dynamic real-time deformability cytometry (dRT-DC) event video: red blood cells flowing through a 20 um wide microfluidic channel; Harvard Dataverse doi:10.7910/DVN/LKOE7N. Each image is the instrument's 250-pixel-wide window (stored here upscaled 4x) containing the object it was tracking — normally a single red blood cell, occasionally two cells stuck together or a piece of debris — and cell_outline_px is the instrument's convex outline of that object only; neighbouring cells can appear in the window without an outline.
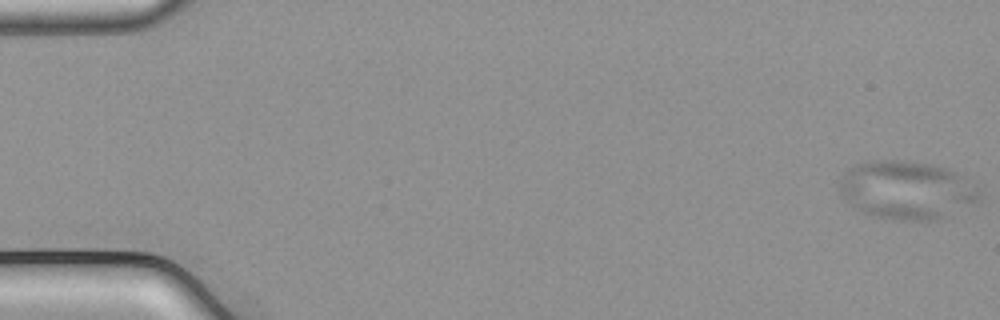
{"species": "common noctule bat (a hibernating species)", "species_latin": "Nyctalus noctula", "temperature_condition": "cold", "stored_images_in_passage": 55, "camera_frame_rate_fps": 3000, "um_per_image_px": 0.085, "animal": {"sex": "male", "body_mass_g": 21.5, "forearm_length_mm": 52.0}, "frame": {"image": 1, "passage_image": 1, "time_ms": 0.0, "image_size_px": [1000, 320], "cell_outline_px": [[980, 196], [976, 200], [936, 220], [892, 220], [872, 216], [860, 212], [840, 192], [840, 180], [844, 172], [848, 168], [856, 164], [868, 160], [904, 160], [932, 164], [948, 168], [956, 172], [976, 188]], "centroid_in_image_um": [76.98, 16.13], "position_along_channel_um": 8.0, "area_um2": 46.99}}
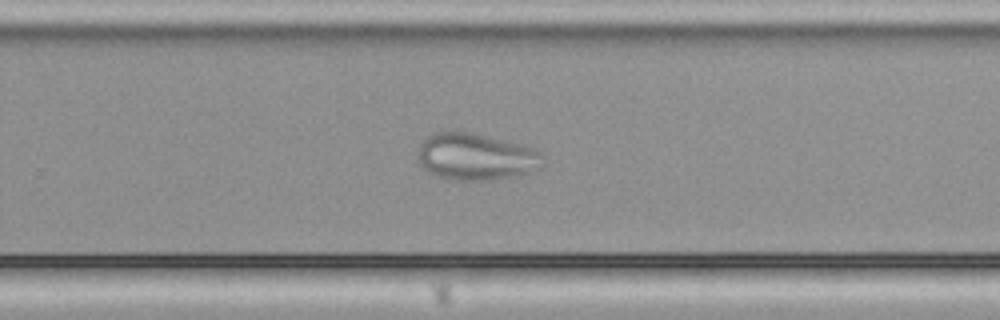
{"frame": {"image": 2, "passage_image": 36, "time_ms": 11.667, "image_size_px": [1000, 320], "cell_outline_px": [[544, 164], [540, 168], [528, 172], [512, 176], [484, 180], [456, 180], [436, 176], [428, 172], [420, 164], [416, 156], [416, 152], [420, 144], [432, 132], [468, 132], [504, 140], [520, 144], [532, 148], [540, 152], [544, 156]], "centroid_in_image_um": [40.42, 13.32], "position_along_channel_um": 289.4, "area_um2": 34.04}}
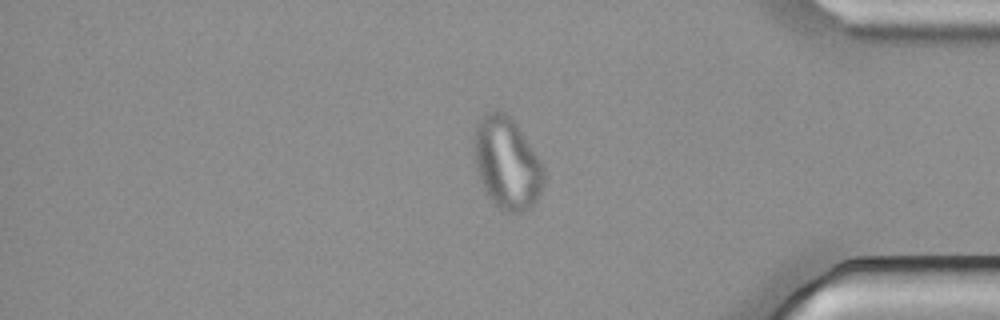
{"frame": {"image": 3, "passage_image": 46, "time_ms": 15.0, "image_size_px": [1000, 320], "cell_outline_px": [[544, 184], [536, 204], [532, 208], [520, 212], [508, 212], [500, 208], [484, 192], [476, 168], [472, 144], [472, 136], [476, 124], [480, 116], [484, 112], [504, 112], [516, 124], [540, 160], [544, 168]], "centroid_in_image_um": [43.06, 13.88], "position_along_channel_um": 392.1, "area_um2": 37.63}}